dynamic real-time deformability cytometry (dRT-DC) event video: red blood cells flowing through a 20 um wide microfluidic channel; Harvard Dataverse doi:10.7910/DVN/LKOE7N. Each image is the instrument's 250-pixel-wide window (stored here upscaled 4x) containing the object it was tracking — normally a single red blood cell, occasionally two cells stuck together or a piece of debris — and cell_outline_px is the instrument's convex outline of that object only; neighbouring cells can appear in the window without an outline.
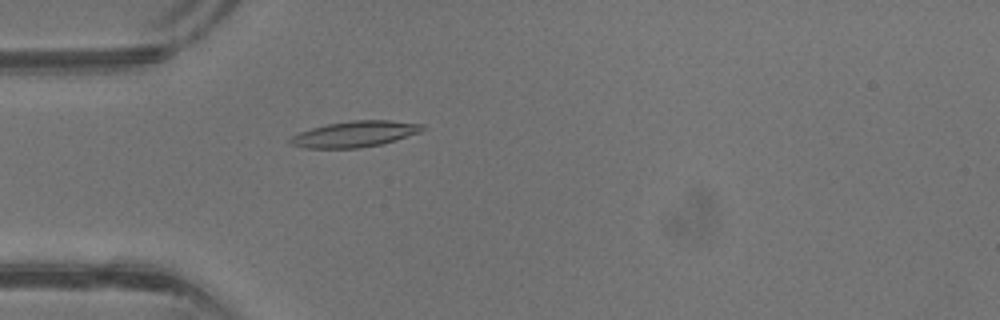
{"species": "common noctule bat (a hibernating species)", "species_latin": "Nyctalus noctula", "temperature_condition": "warm", "stored_images_in_passage": 42, "camera_frame_rate_fps": 3000, "um_per_image_px": 0.085, "animal": {"sex": "male", "body_mass_g": 13.3}, "frame": {"image": 1, "passage_image": 13, "time_ms": 4.0, "image_size_px": [1000, 320], "cell_outline_px": [[424, 128], [420, 132], [380, 144], [360, 148], [304, 148], [288, 144], [288, 140], [292, 136], [300, 132], [312, 128], [328, 124], [352, 120], [392, 120], [424, 124]], "centroid_in_image_um": [30.13, 11.39], "position_along_channel_um": 54.9, "area_um2": 19.88}}
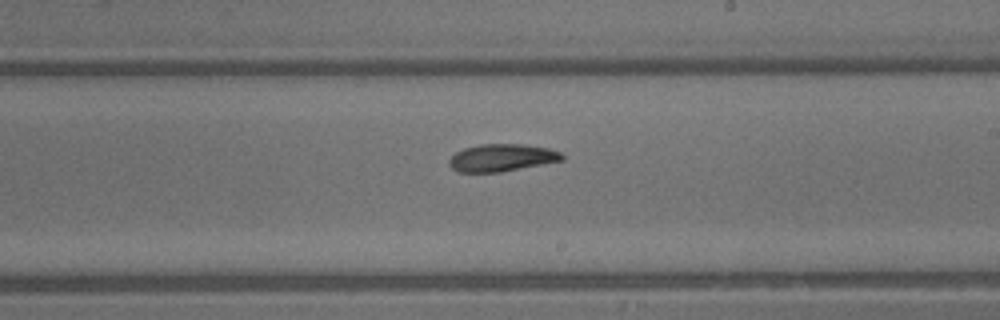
{"frame": {"image": 2, "passage_image": 25, "time_ms": 8.0, "image_size_px": [1000, 320], "cell_outline_px": [[564, 160], [500, 172], [456, 172], [448, 164], [448, 160], [456, 152], [464, 148], [480, 144], [524, 144], [548, 148], [560, 152], [564, 156]], "centroid_in_image_um": [42.63, 13.4], "position_along_channel_um": 246.4, "area_um2": 18.03}}
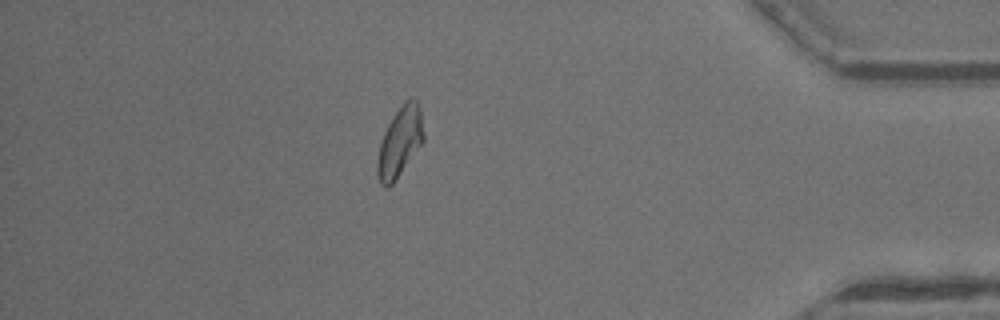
{"frame": {"image": 3, "passage_image": 37, "time_ms": 12.0, "image_size_px": [1000, 320], "cell_outline_px": [[424, 140], [392, 184], [388, 188], [380, 184], [376, 172], [376, 160], [380, 144], [384, 132], [388, 124], [404, 100], [412, 96], [416, 100], [420, 108], [424, 136]], "centroid_in_image_um": [33.97, 12.05], "position_along_channel_um": 401.2, "area_um2": 18.67}}